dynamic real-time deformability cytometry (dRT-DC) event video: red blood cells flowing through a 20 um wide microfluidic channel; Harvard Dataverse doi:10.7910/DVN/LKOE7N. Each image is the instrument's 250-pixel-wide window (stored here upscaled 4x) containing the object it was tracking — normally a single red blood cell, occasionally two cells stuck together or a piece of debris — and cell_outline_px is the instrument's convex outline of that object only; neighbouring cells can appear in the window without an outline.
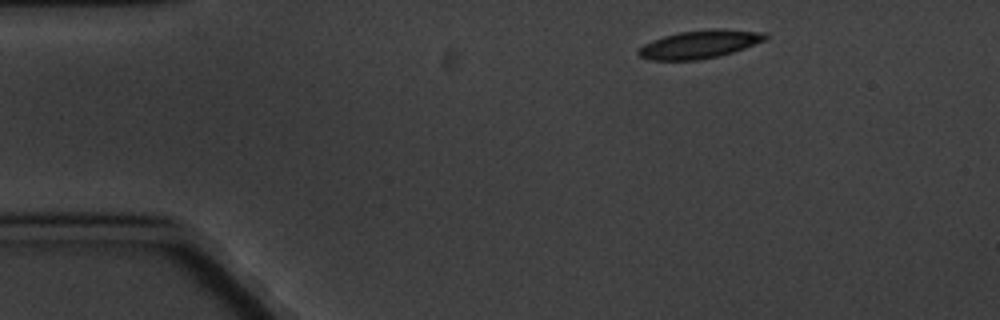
{"species": "common noctule bat (a hibernating species)", "species_latin": "Nyctalus noctula", "temperature_condition": "cold", "stored_images_in_passage": 4, "camera_frame_rate_fps": 3000, "um_per_image_px": 0.085, "animal": {"sex": "male", "body_mass_g": 20.1, "forearm_length_mm": 53.5}, "frame": {"image": 1, "passage_image": 1, "time_ms": 0.0, "image_size_px": [1000, 320], "cell_outline_px": [[768, 40], [732, 52], [716, 56], [696, 60], [648, 60], [640, 56], [636, 52], [644, 44], [652, 40], [664, 36], [680, 32], [712, 28], [720, 28], [768, 32]], "centroid_in_image_um": [59.52, 3.74], "position_along_channel_um": 25.5, "area_um2": 20.92}}
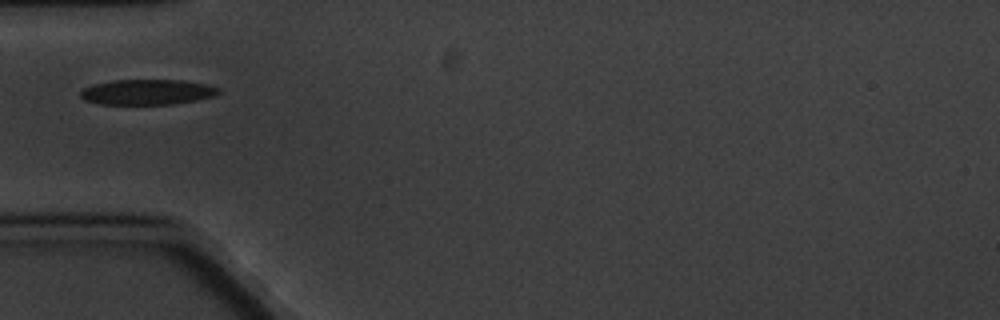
{"frame": {"image": 2, "passage_image": 4, "time_ms": 3.333, "image_size_px": [1000, 320], "cell_outline_px": [[220, 92], [212, 96], [196, 100], [172, 104], [100, 104], [84, 100], [80, 96], [80, 92], [84, 88], [92, 84], [112, 80], [180, 80], [204, 84], [220, 88]], "centroid_in_image_um": [12.47, 7.82], "position_along_channel_um": 72.5, "area_um2": 20.29}}